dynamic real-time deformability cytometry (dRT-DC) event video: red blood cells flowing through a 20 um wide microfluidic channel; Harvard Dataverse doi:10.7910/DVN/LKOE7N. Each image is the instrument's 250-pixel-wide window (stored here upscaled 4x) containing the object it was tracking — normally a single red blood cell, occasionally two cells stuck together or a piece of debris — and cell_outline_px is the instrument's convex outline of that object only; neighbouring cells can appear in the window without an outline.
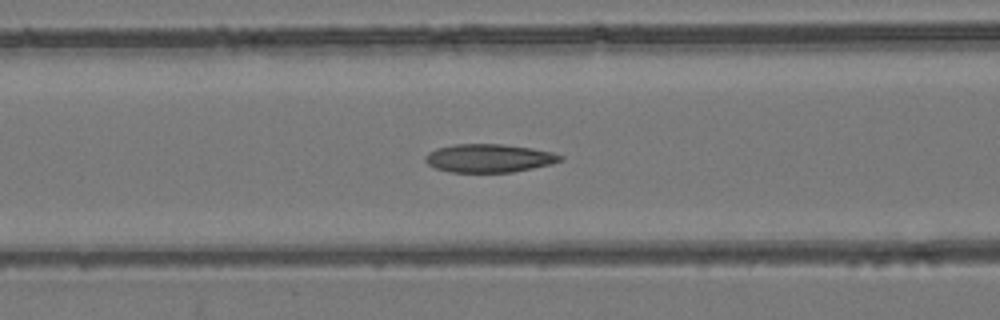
{"species": "common noctule bat (a hibernating species)", "species_latin": "Nyctalus noctula", "temperature_condition": "room temperature", "stored_images_in_passage": 7, "camera_frame_rate_fps": 3000, "um_per_image_px": 0.085, "animal": {"sex": "female", "body_mass_g": 24.6, "forearm_length_mm": 56.2}, "frame": {"image": 1, "passage_image": 6, "time_ms": 6.333, "image_size_px": [1000, 320], "cell_outline_px": [[564, 160], [552, 164], [512, 172], [452, 172], [436, 168], [428, 164], [424, 160], [424, 156], [428, 152], [436, 148], [456, 144], [500, 144], [532, 148], [552, 152], [564, 156]], "centroid_in_image_um": [41.58, 13.44], "position_along_channel_um": 125.0, "area_um2": 22.31}}